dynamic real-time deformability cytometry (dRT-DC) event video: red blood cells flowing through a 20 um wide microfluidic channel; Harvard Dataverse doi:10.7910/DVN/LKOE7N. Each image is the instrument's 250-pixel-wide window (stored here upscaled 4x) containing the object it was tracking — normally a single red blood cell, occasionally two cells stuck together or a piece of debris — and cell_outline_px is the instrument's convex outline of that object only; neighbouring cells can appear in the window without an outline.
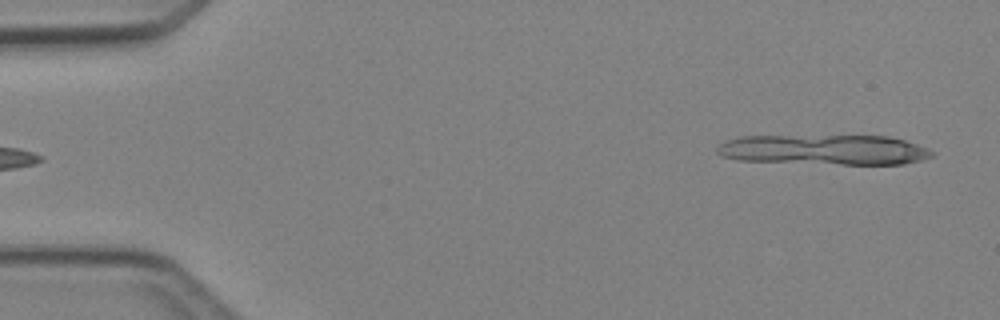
{"species": "Egyptian fruit bat (a non-hibernating species)", "species_latin": "Rousettus aegyptiacus", "temperature_condition": "cold", "stored_images_in_passage": 4, "segment_of_instrument_passage": [2, 2], "camera_frame_rate_fps": 3000, "um_per_image_px": 0.085, "animal": {"sex": "female"}, "frame": {"image": 1, "passage_image": 4, "time_ms": 3.667, "image_size_px": [1000, 320], "cell_outline_px": [[936, 152], [932, 156], [920, 160], [904, 164], [840, 164], [740, 160], [720, 156], [716, 152], [716, 148], [724, 140], [740, 136], [888, 136], [904, 140], [928, 148]], "centroid_in_image_um": [70.05, 12.72], "position_along_channel_um": 15.0, "area_um2": 37.74}}